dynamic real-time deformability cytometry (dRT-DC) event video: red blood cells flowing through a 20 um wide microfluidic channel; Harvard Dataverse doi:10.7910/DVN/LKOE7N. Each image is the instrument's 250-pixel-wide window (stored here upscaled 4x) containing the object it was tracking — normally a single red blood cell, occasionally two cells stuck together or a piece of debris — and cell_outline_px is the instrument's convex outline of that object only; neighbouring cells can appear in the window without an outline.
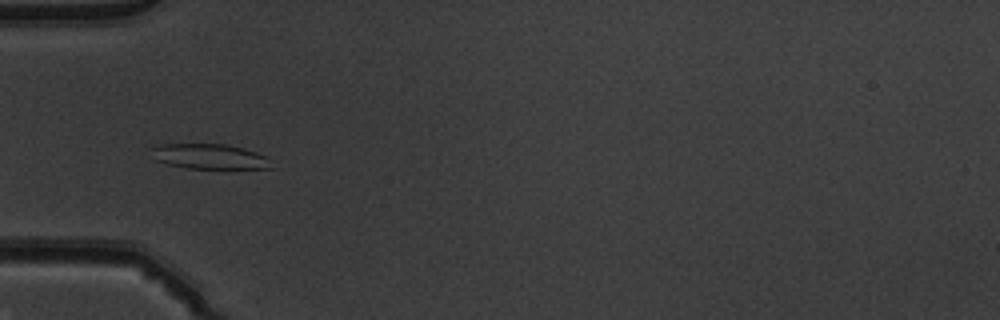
{"species": "common noctule bat (a hibernating species)", "species_latin": "Nyctalus noctula", "temperature_condition": "warm", "stored_images_in_passage": 52, "camera_frame_rate_fps": 3000, "um_per_image_px": 0.085, "animal": {"sex": "male", "body_mass_g": 19.5, "forearm_length_mm": 54.6}, "frame": {"image": 1, "passage_image": 17, "time_ms": 5.333, "image_size_px": [1000, 320], "cell_outline_px": [[272, 168], [188, 168], [168, 164], [156, 160], [152, 148], [160, 144], [224, 144], [244, 148], [256, 152], [264, 156]], "centroid_in_image_um": [17.79, 13.29], "position_along_channel_um": 67.2, "area_um2": 17.05}}
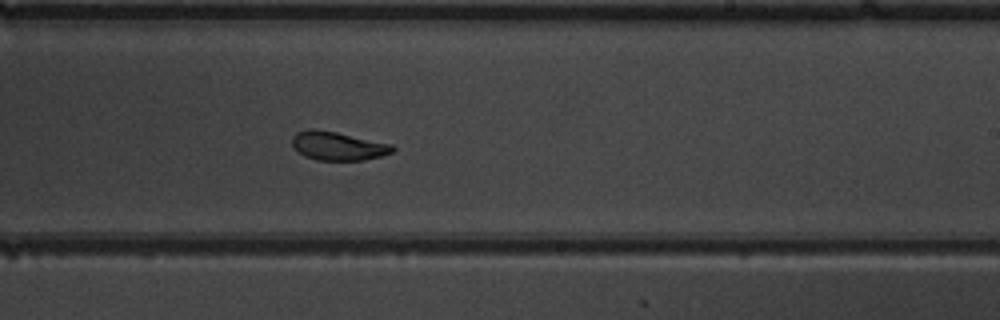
{"frame": {"image": 2, "passage_image": 32, "time_ms": 10.333, "image_size_px": [1000, 320], "cell_outline_px": [[396, 148], [392, 152], [380, 156], [364, 160], [316, 160], [304, 156], [292, 144], [292, 136], [296, 132], [308, 128], [312, 128], [336, 132], [392, 144]], "centroid_in_image_um": [28.71, 12.4], "position_along_channel_um": 260.3, "area_um2": 16.7}}
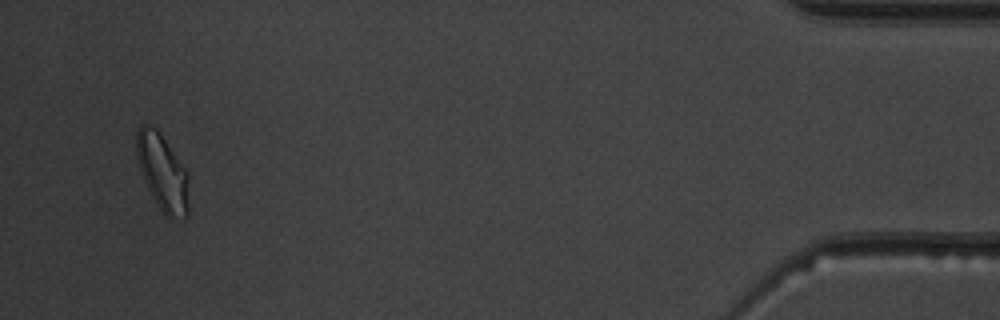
{"frame": {"image": 3, "passage_image": 50, "time_ms": 16.333, "image_size_px": [1000, 320], "cell_outline_px": [[188, 216], [184, 220], [164, 216], [156, 204], [140, 172], [136, 156], [136, 132], [144, 124], [148, 124], [156, 128], [160, 132], [188, 172]], "centroid_in_image_um": [13.82, 14.68], "position_along_channel_um": 421.4, "area_um2": 23.64}, "authors_computed_cell_mechanics": {"area_um2": 18.3515, "velocity_mm_per_s": 3.8945, "shape_relaxation_time_tau1_ms": 6.0109, "shape_relaxation_time_tau2_ms": 1.9557, "deformation_change_tau1": 0.169, "deformation_change_tau2": 0.0738}}